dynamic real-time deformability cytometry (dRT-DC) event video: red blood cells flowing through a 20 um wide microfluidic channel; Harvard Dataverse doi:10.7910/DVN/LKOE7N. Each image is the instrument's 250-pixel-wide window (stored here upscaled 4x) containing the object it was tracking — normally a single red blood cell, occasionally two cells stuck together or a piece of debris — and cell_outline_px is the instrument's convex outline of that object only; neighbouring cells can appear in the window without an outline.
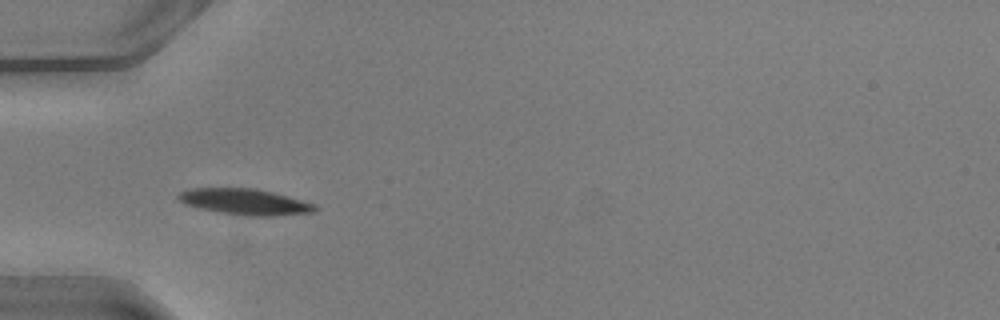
{"species": "common noctule bat (a hibernating species)", "species_latin": "Nyctalus noctula", "temperature_condition": "warm", "stored_images_in_passage": 35, "camera_frame_rate_fps": 3000, "um_per_image_px": 0.085, "animal": {"sex": "male", "body_mass_g": 20.5, "forearm_length_mm": 52.5}, "frame": {"image": 1, "passage_image": 1, "time_ms": 0.0, "image_size_px": [1000, 320], "cell_outline_px": [[320, 208], [312, 212], [272, 216], [248, 216], [200, 208], [184, 204], [176, 196], [180, 192], [192, 188], [252, 188], [272, 192], [316, 204]], "centroid_in_image_um": [20.84, 17.15], "position_along_channel_um": 64.2, "area_um2": 20.4}}
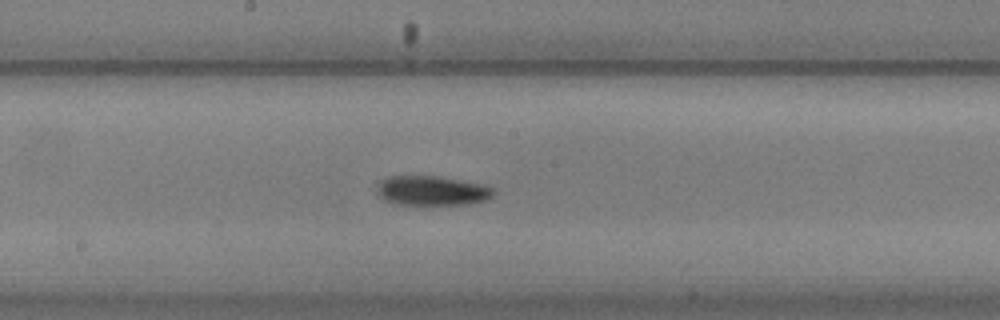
{"frame": {"image": 2, "passage_image": 12, "time_ms": 3.667, "image_size_px": [1000, 320], "cell_outline_px": [[496, 192], [492, 196], [484, 200], [468, 204], [416, 208], [396, 204], [384, 200], [376, 192], [376, 188], [380, 180], [388, 176], [440, 176], [480, 184], [492, 188]], "centroid_in_image_um": [36.64, 16.26], "position_along_channel_um": 211.6, "area_um2": 21.04}}
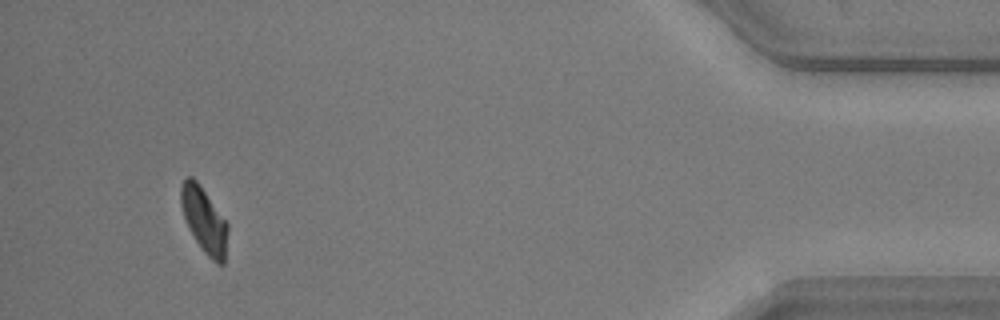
{"frame": {"image": 3, "passage_image": 32, "time_ms": 10.333, "image_size_px": [1000, 320], "cell_outline_px": [[228, 232], [224, 264], [216, 264], [204, 252], [188, 228], [180, 204], [180, 184], [188, 176], [192, 176], [196, 180], [228, 224]], "centroid_in_image_um": [17.34, 18.72], "position_along_channel_um": 417.9, "area_um2": 17.69}, "authors_computed_cell_mechanics": {"area_um2": 19.3052, "velocity_mm_per_s": 4.0619, "shape_relaxation_time_tau1_ms": 2.582, "shape_relaxation_time_tau2_ms": 9.8122, "deformation_change_tau1": 0.1286, "deformation_change_tau2": 0.1079}}